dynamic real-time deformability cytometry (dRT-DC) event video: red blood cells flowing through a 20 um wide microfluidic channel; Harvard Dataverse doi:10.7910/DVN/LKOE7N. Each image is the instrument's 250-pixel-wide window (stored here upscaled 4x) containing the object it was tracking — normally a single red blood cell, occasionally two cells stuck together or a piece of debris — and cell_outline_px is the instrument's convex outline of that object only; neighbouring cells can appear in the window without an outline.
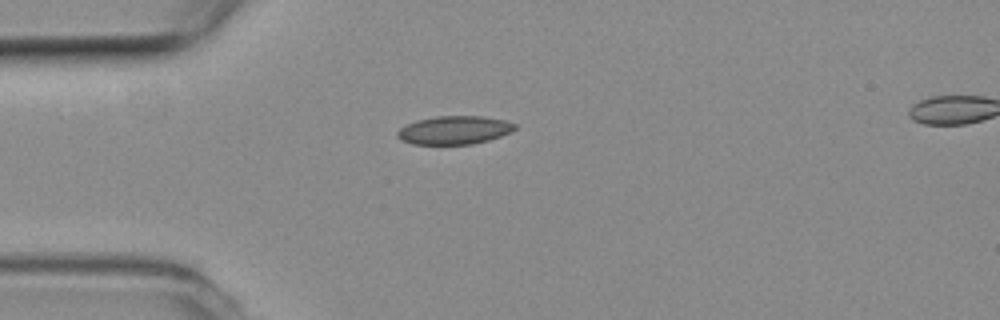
{"species": "common noctule bat (a hibernating species)", "species_latin": "Nyctalus noctula", "temperature_condition": "room temperature", "stored_images_in_passage": 42, "segment_of_instrument_passage": [1, 2], "camera_frame_rate_fps": 3000, "um_per_image_px": 0.085, "animal": {"sex": "female", "body_mass_g": 19.3, "forearm_length_mm": 54.1}, "frame": {"image": 1, "passage_image": 1, "time_ms": 0.0, "image_size_px": [1000, 320], "cell_outline_px": [[516, 128], [500, 136], [488, 140], [472, 144], [412, 144], [400, 140], [396, 136], [396, 132], [400, 128], [416, 120], [436, 116], [484, 116], [504, 120], [516, 124]], "centroid_in_image_um": [38.57, 11.06], "position_along_channel_um": 46.4, "area_um2": 19.36}}
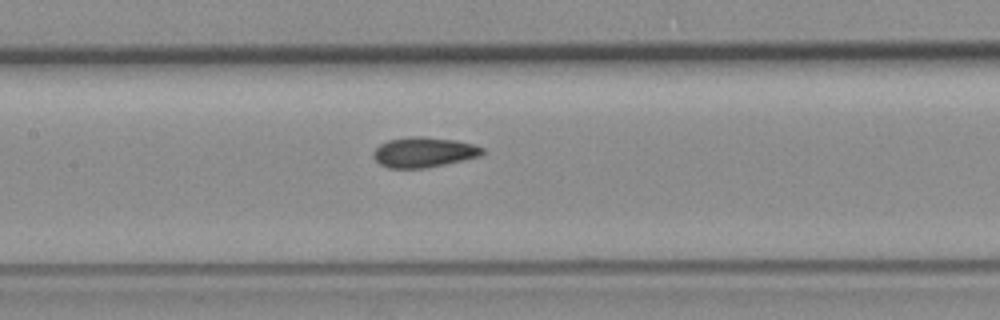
{"frame": {"image": 2, "passage_image": 12, "time_ms": 3.667, "image_size_px": [1000, 320], "cell_outline_px": [[484, 152], [480, 156], [444, 164], [424, 168], [388, 168], [380, 164], [372, 156], [372, 152], [380, 144], [388, 140], [412, 136], [420, 136], [452, 140], [472, 144], [484, 148]], "centroid_in_image_um": [35.98, 12.94], "position_along_channel_um": 171.4, "area_um2": 18.96}}
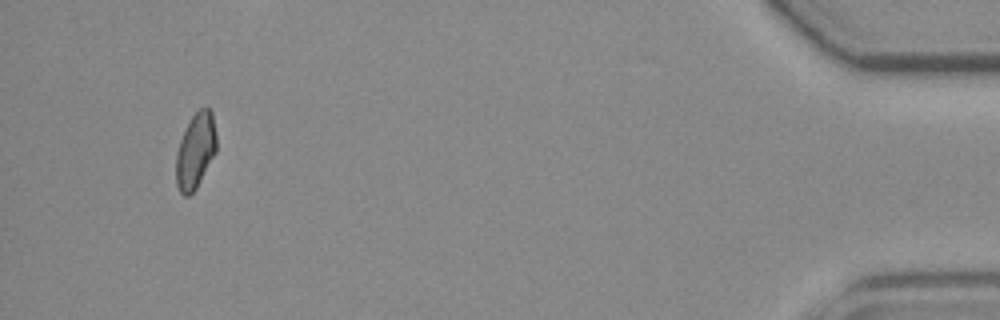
{"frame": {"image": 3, "passage_image": 38, "time_ms": 12.333, "image_size_px": [1000, 320], "cell_outline_px": [[216, 152], [196, 188], [188, 196], [184, 196], [180, 192], [176, 184], [176, 152], [180, 140], [192, 116], [204, 104], [208, 104], [212, 112], [216, 132]], "centroid_in_image_um": [16.63, 12.78], "position_along_channel_um": 418.6, "area_um2": 17.86}}